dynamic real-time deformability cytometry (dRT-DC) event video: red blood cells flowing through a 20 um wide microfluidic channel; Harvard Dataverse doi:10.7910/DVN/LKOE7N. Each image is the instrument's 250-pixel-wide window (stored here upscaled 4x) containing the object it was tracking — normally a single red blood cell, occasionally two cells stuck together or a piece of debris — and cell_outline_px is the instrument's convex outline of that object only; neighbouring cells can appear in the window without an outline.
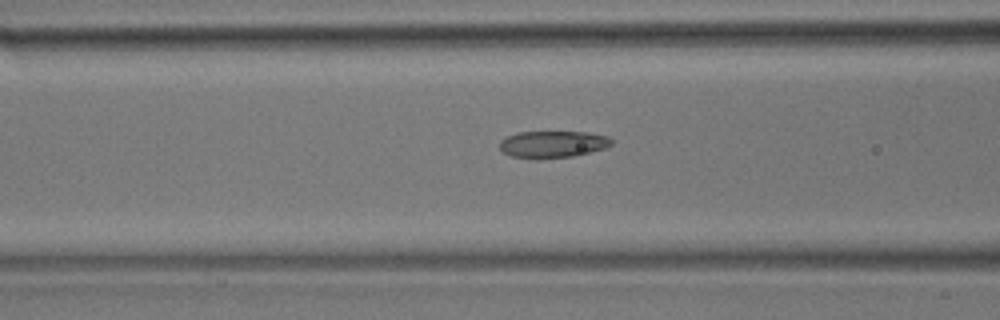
{"species": "common noctule bat (a hibernating species)", "species_latin": "Nyctalus noctula", "temperature_condition": "room temperature", "stored_images_in_passage": 39, "camera_frame_rate_fps": 3000, "um_per_image_px": 0.085, "animal": {"sex": "male", "body_mass_g": 17.9}, "frame": {"image": 1, "passage_image": 9, "time_ms": 2.667, "image_size_px": [1000, 320], "cell_outline_px": [[612, 144], [604, 148], [572, 156], [536, 160], [512, 156], [504, 152], [500, 148], [500, 140], [516, 132], [588, 132], [608, 136], [612, 140]], "centroid_in_image_um": [46.96, 12.26], "position_along_channel_um": 119.6, "area_um2": 17.57}}
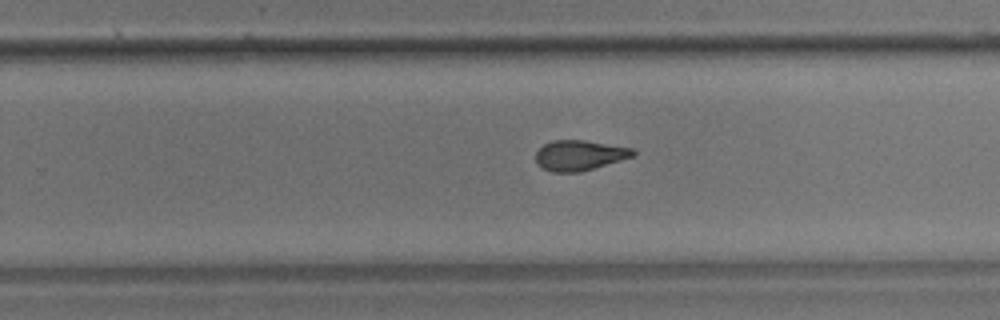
{"frame": {"image": 2, "passage_image": 21, "time_ms": 6.667, "image_size_px": [1000, 320], "cell_outline_px": [[636, 152], [632, 156], [620, 160], [580, 172], [552, 172], [536, 164], [536, 152], [544, 144], [552, 140], [584, 140], [632, 148]], "centroid_in_image_um": [49.22, 13.2], "position_along_channel_um": 280.6, "area_um2": 16.94}}
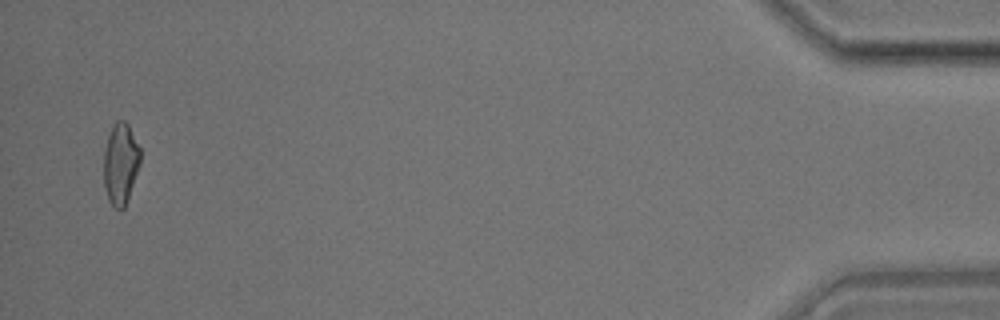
{"frame": {"image": 3, "passage_image": 38, "time_ms": 12.333, "image_size_px": [1000, 320], "cell_outline_px": [[140, 164], [124, 208], [116, 208], [108, 200], [104, 184], [104, 152], [108, 136], [112, 124], [116, 120], [124, 120], [128, 124], [140, 148]], "centroid_in_image_um": [10.24, 13.87], "position_along_channel_um": 425.0, "area_um2": 17.17}}